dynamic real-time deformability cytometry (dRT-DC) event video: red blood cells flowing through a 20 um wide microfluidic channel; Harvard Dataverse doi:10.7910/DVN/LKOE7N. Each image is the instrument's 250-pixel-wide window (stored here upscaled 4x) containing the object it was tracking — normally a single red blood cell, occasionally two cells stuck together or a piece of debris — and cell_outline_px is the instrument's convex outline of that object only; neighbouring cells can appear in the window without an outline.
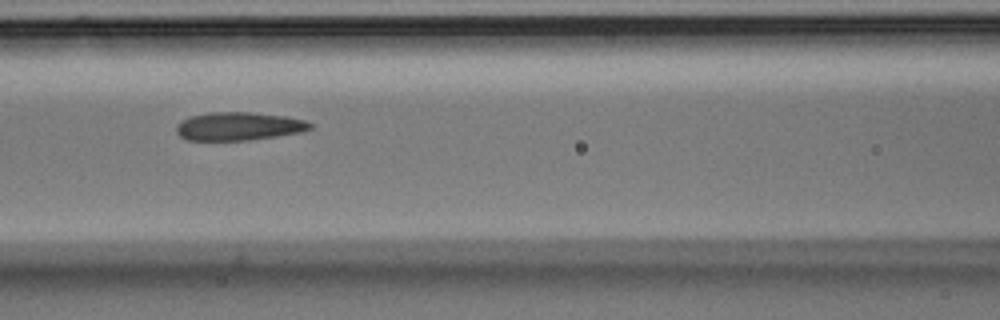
{"species": "Egyptian fruit bat (a non-hibernating species)", "species_latin": "Rousettus aegyptiacus", "temperature_condition": "room temperature", "stored_images_in_passage": 8, "camera_frame_rate_fps": 3000, "um_per_image_px": 0.085, "animal": {"sex": "male"}, "frame": {"image": 1, "passage_image": 6, "time_ms": 1.667, "image_size_px": [1000, 320], "cell_outline_px": [[312, 128], [300, 132], [276, 136], [248, 140], [184, 140], [176, 132], [176, 124], [180, 120], [192, 116], [208, 112], [248, 112], [288, 116], [304, 120], [312, 124]], "centroid_in_image_um": [20.25, 10.73], "position_along_channel_um": 146.3, "area_um2": 22.08}}
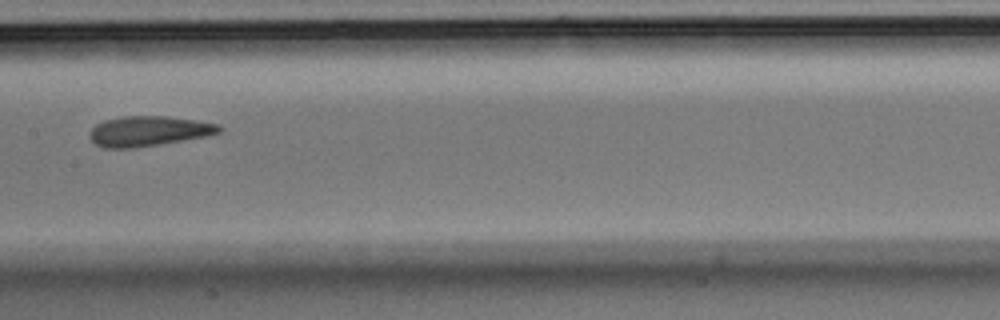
{"frame": {"image": 2, "passage_image": 7, "time_ms": 2.0, "image_size_px": [1000, 320], "cell_outline_px": [[224, 128], [220, 132], [208, 136], [136, 148], [104, 148], [96, 144], [88, 136], [88, 132], [96, 124], [104, 120], [120, 116], [168, 116], [196, 120], [220, 124]], "centroid_in_image_um": [12.64, 11.14], "position_along_channel_um": 194.8, "area_um2": 23.0}}
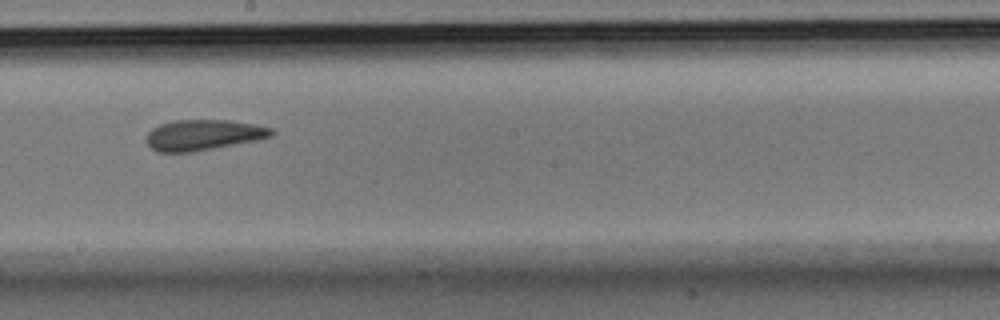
{"frame": {"image": 3, "passage_image": 8, "time_ms": 2.333, "image_size_px": [1000, 320], "cell_outline_px": [[276, 132], [272, 136], [256, 140], [192, 152], [156, 152], [148, 144], [148, 132], [152, 128], [160, 124], [172, 120], [228, 120], [256, 124], [272, 128]], "centroid_in_image_um": [17.3, 11.46], "position_along_channel_um": 230.9, "area_um2": 22.25}}